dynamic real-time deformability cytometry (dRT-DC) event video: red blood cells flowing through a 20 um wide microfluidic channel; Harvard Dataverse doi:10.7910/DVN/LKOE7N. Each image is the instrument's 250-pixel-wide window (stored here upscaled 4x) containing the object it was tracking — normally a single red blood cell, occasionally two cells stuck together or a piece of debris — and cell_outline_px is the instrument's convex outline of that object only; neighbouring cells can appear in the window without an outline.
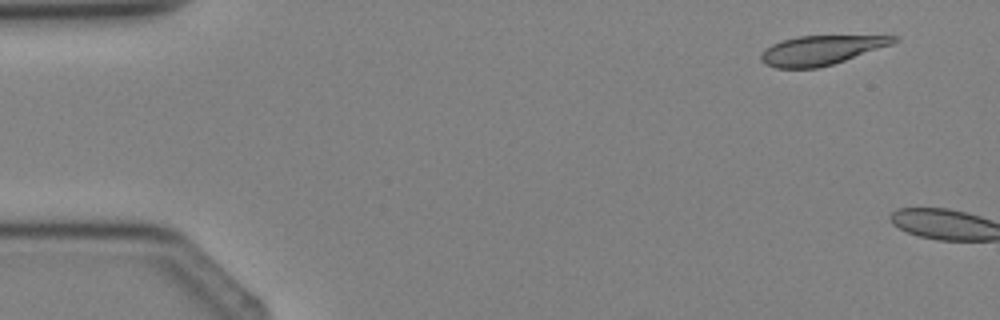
{"species": "Egyptian fruit bat (a non-hibernating species)", "species_latin": "Rousettus aegyptiacus", "temperature_condition": "cold", "stored_images_in_passage": 4, "camera_frame_rate_fps": 3000, "um_per_image_px": 0.085, "animal": {"sex": "female"}, "frame": {"image": 1, "passage_image": 1, "time_ms": 0.0, "image_size_px": [1000, 320], "cell_outline_px": [[900, 40], [892, 44], [820, 68], [776, 68], [764, 64], [760, 60], [760, 56], [772, 44], [784, 40], [800, 36], [900, 36]], "centroid_in_image_um": [69.79, 4.27], "position_along_channel_um": 15.2, "area_um2": 22.31}}